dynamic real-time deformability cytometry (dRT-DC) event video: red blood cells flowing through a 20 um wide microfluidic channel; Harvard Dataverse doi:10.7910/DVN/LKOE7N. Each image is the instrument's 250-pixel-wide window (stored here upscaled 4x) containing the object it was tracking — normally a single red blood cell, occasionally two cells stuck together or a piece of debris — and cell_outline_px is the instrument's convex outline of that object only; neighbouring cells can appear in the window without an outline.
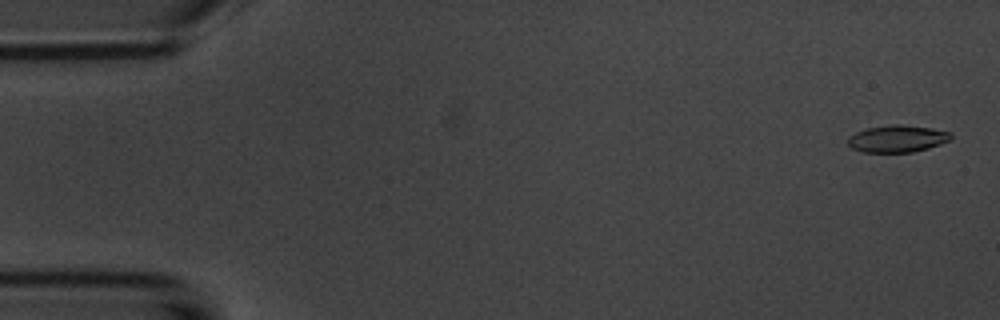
{"species": "common noctule bat (a hibernating species)", "species_latin": "Nyctalus noctula", "temperature_condition": "room temperature", "stored_images_in_passage": 54, "camera_frame_rate_fps": 3000, "um_per_image_px": 0.085, "animal": {"sex": "male", "body_mass_g": 20.1, "forearm_length_mm": 53.5}, "frame": {"image": 1, "passage_image": 2, "time_ms": 0.333, "image_size_px": [1000, 320], "cell_outline_px": [[952, 140], [928, 148], [912, 152], [860, 152], [852, 148], [848, 144], [848, 136], [864, 128], [892, 124], [900, 124], [932, 128], [952, 132]], "centroid_in_image_um": [76.27, 11.78], "position_along_channel_um": 8.7, "area_um2": 16.47}}
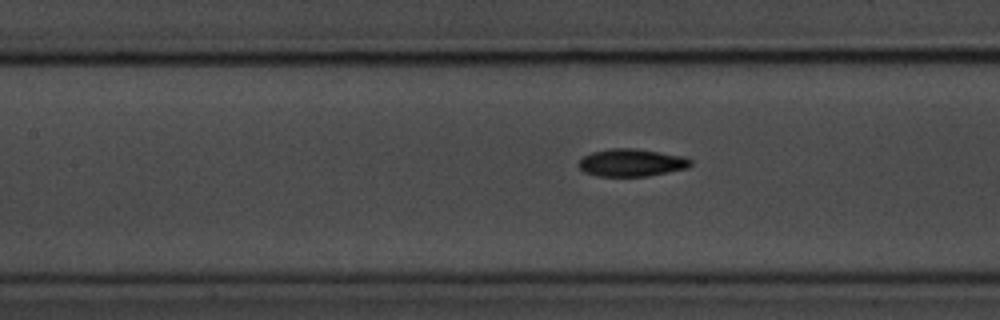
{"frame": {"image": 2, "passage_image": 24, "time_ms": 7.667, "image_size_px": [1000, 320], "cell_outline_px": [[692, 164], [688, 168], [648, 176], [596, 176], [584, 172], [580, 168], [580, 160], [584, 156], [592, 152], [612, 148], [632, 148], [684, 156], [692, 160]], "centroid_in_image_um": [53.7, 13.83], "position_along_channel_um": 153.7, "area_um2": 17.86}}
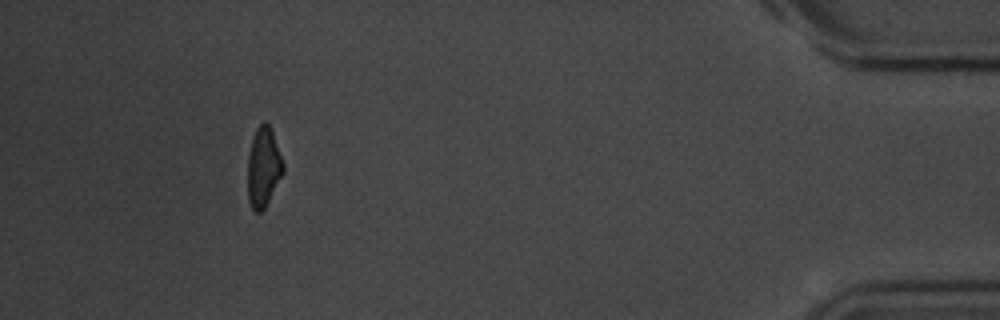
{"frame": {"image": 3, "passage_image": 50, "time_ms": 16.333, "image_size_px": [1000, 320], "cell_outline_px": [[284, 172], [264, 208], [260, 212], [256, 212], [252, 208], [248, 200], [248, 156], [252, 140], [256, 128], [264, 120], [268, 124], [272, 132], [284, 164]], "centroid_in_image_um": [22.39, 14.21], "position_along_channel_um": 412.8, "area_um2": 16.24}}